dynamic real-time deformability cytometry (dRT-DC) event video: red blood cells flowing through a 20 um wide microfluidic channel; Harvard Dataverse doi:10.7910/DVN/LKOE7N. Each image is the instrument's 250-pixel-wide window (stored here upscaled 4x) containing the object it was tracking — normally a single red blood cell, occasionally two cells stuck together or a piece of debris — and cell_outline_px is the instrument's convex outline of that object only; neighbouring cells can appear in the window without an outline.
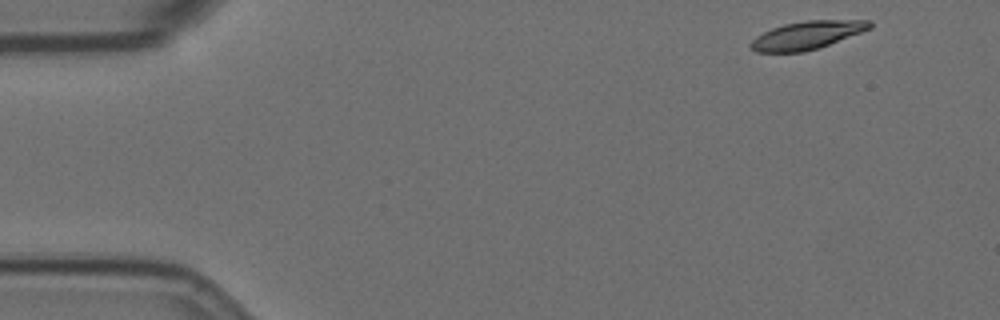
{"species": "Egyptian fruit bat (a non-hibernating species)", "species_latin": "Rousettus aegyptiacus", "temperature_condition": "room temperature", "stored_images_in_passage": 53, "camera_frame_rate_fps": 3000, "um_per_image_px": 0.085, "animal": {"sex": "female"}, "frame": {"image": 1, "passage_image": 1, "time_ms": 0.0, "image_size_px": [1000, 320], "cell_outline_px": [[872, 28], [820, 48], [804, 52], [756, 52], [748, 48], [748, 44], [756, 36], [772, 28], [784, 24], [808, 20], [872, 20]], "centroid_in_image_um": [68.59, 3.0], "position_along_channel_um": 16.4, "area_um2": 19.65}}
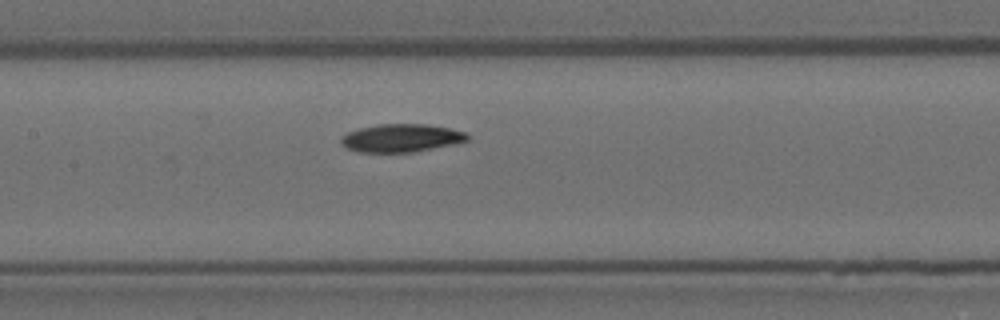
{"frame": {"image": 2, "passage_image": 23, "time_ms": 7.333, "image_size_px": [1000, 320], "cell_outline_px": [[468, 140], [452, 144], [412, 152], [360, 152], [348, 148], [340, 140], [340, 136], [348, 132], [360, 128], [380, 124], [428, 124], [468, 132]], "centroid_in_image_um": [34.11, 11.72], "position_along_channel_um": 173.3, "area_um2": 20.4}}
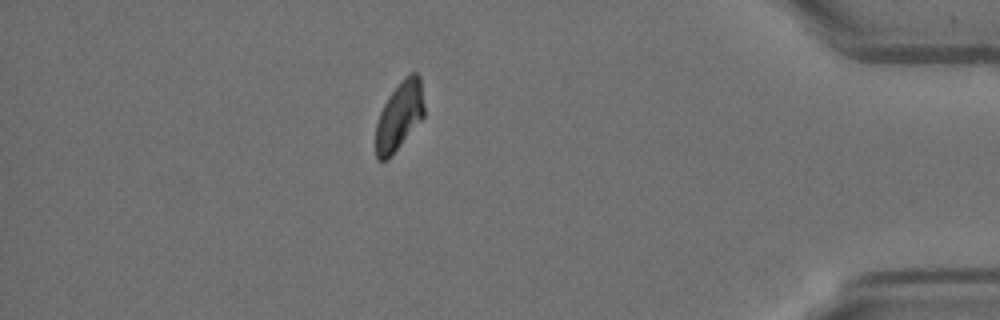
{"frame": {"image": 3, "passage_image": 46, "time_ms": 15.0, "image_size_px": [1000, 320], "cell_outline_px": [[424, 116], [400, 144], [384, 160], [376, 160], [376, 124], [380, 112], [388, 96], [404, 76], [408, 72], [416, 72], [420, 76], [424, 104]], "centroid_in_image_um": [33.95, 9.76], "position_along_channel_um": 401.3, "area_um2": 18.96}, "authors_computed_cell_mechanics": {"area_um2": 20.2878, "velocity_mm_per_s": 3.5291, "shape_relaxation_time_tau1_ms": 4.8907, "shape_relaxation_time_tau2_ms": null, "deformation_change_tau1": 0.1445, "deformation_change_tau2": null}}